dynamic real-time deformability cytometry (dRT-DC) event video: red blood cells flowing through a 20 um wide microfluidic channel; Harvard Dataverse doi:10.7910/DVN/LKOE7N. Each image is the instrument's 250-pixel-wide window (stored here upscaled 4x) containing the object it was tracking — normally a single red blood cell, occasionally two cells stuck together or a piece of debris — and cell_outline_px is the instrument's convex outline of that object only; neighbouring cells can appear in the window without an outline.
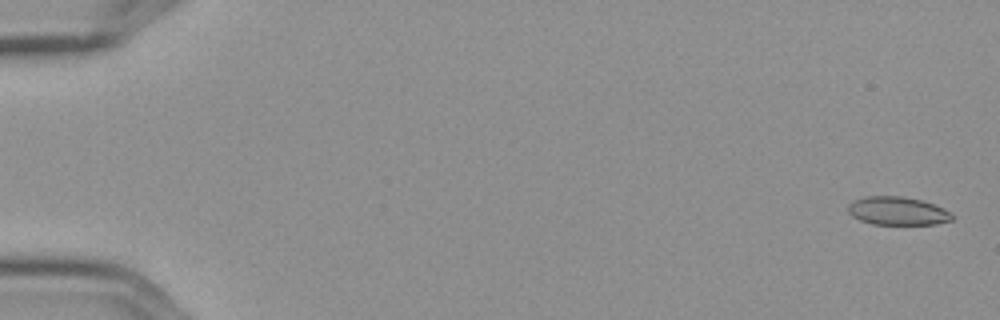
{"species": "Egyptian fruit bat (a non-hibernating species)", "species_latin": "Rousettus aegyptiacus", "temperature_condition": "cold", "stored_images_in_passage": 8, "camera_frame_rate_fps": 3000, "um_per_image_px": 0.085, "frame": {"image": 1, "passage_image": 1, "time_ms": 0.0, "image_size_px": [1000, 320], "cell_outline_px": [[952, 220], [936, 224], [872, 224], [860, 220], [852, 216], [848, 212], [848, 204], [852, 200], [864, 196], [904, 196], [920, 200], [944, 208], [952, 212]], "centroid_in_image_um": [76.26, 17.92], "position_along_channel_um": 8.7, "area_um2": 17.22}}
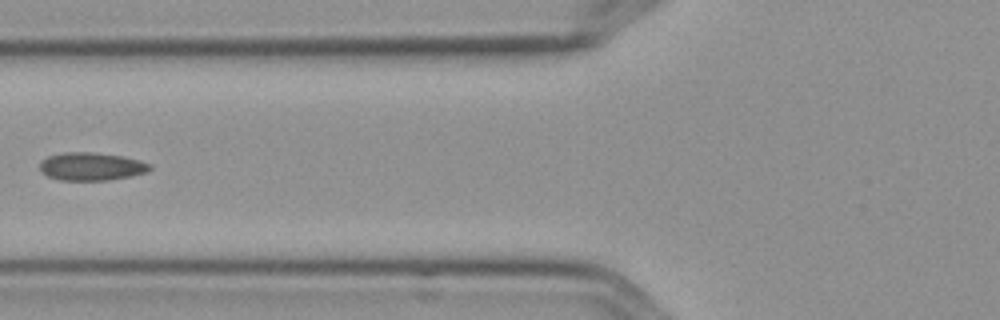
{"frame": {"image": 2, "passage_image": 7, "time_ms": 2.0, "image_size_px": [1000, 320], "cell_outline_px": [[152, 168], [148, 172], [132, 176], [108, 180], [60, 180], [48, 176], [40, 172], [40, 160], [48, 156], [64, 152], [92, 152], [124, 156], [140, 160], [152, 164]], "centroid_in_image_um": [7.79, 14.14], "position_along_channel_um": 118.0, "area_um2": 18.21}}
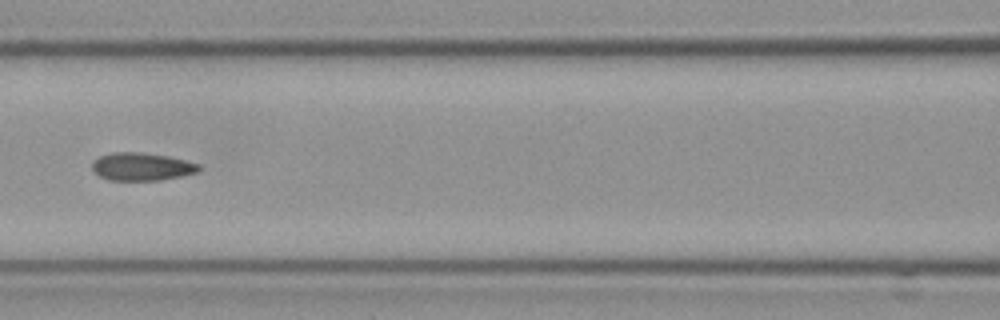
{"frame": {"image": 3, "passage_image": 8, "time_ms": 2.333, "image_size_px": [1000, 320], "cell_outline_px": [[200, 172], [160, 180], [108, 180], [100, 176], [92, 168], [92, 160], [100, 156], [112, 152], [140, 152], [168, 156], [200, 164]], "centroid_in_image_um": [12.05, 14.16], "position_along_channel_um": 154.6, "area_um2": 17.34}}